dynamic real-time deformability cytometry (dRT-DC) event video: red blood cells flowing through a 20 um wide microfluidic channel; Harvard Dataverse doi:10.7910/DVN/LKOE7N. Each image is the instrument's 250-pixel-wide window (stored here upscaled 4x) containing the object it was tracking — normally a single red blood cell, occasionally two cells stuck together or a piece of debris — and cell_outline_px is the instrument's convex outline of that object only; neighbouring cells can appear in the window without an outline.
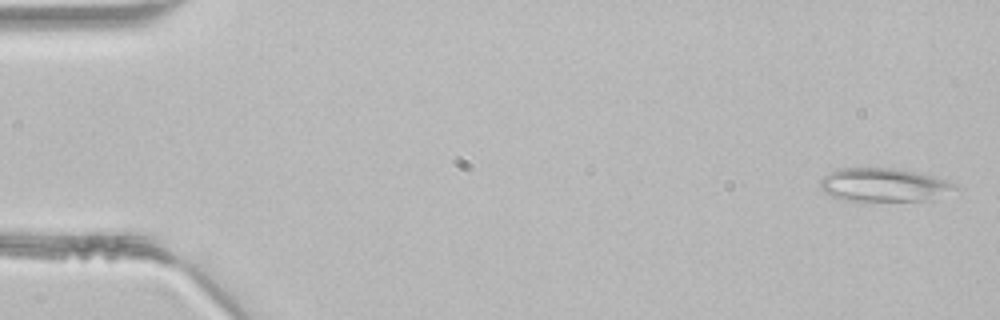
{"species": "common noctule bat (a hibernating species)", "species_latin": "Nyctalus noctula", "temperature_condition": "room temperature", "stored_images_in_passage": 36, "camera_frame_rate_fps": 3000, "um_per_image_px": 0.085, "animal": {"sex": "male", "body_mass_g": 21.5, "forearm_length_mm": 52.0}, "frame": {"image": 1, "passage_image": 1, "time_ms": 0.0, "image_size_px": [1000, 320], "cell_outline_px": [[964, 188], [932, 200], [844, 200], [832, 196], [824, 192], [820, 188], [820, 180], [824, 176], [840, 168], [892, 168], [916, 172], [932, 176], [956, 184]], "centroid_in_image_um": [75.19, 15.72], "position_along_channel_um": 9.8, "area_um2": 26.18}}